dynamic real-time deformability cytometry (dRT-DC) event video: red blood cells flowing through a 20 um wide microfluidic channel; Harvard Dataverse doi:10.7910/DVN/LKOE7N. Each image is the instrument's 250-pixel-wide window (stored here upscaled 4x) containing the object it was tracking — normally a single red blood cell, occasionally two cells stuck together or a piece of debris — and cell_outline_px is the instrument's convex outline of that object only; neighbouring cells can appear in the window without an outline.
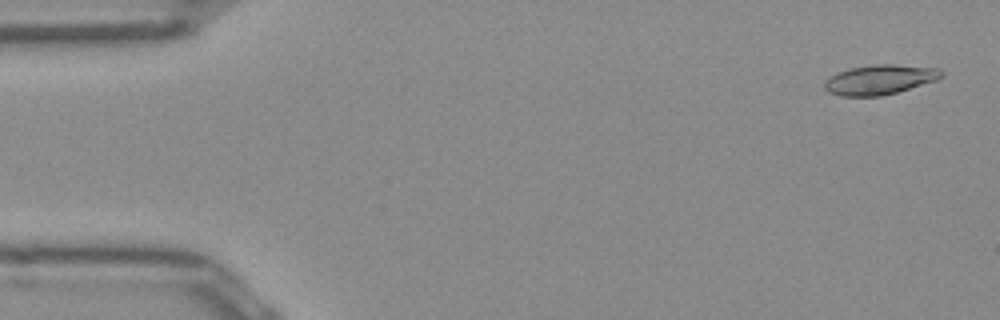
{"species": "Egyptian fruit bat (a non-hibernating species)", "species_latin": "Rousettus aegyptiacus", "temperature_condition": "room temperature", "stored_images_in_passage": 51, "camera_frame_rate_fps": 3000, "um_per_image_px": 0.085, "frame": {"image": 1, "passage_image": 2, "time_ms": 0.333, "image_size_px": [1000, 320], "cell_outline_px": [[944, 76], [936, 80], [896, 92], [880, 96], [840, 96], [828, 92], [824, 88], [824, 84], [836, 72], [852, 68], [876, 64], [892, 64], [940, 68], [944, 72]], "centroid_in_image_um": [74.8, 6.76], "position_along_channel_um": 10.2, "area_um2": 20.11}}
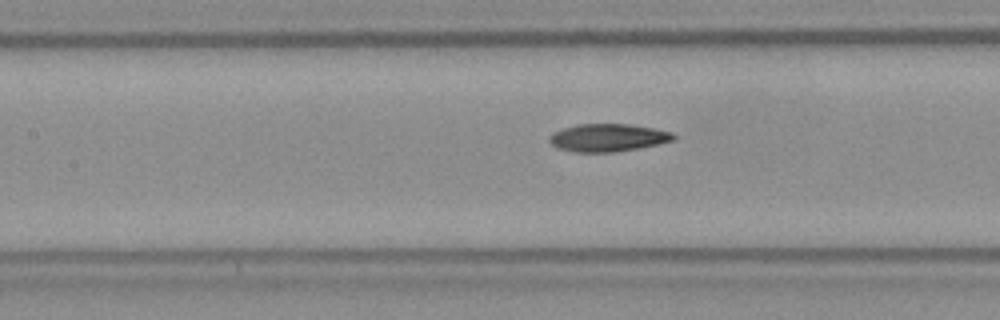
{"frame": {"image": 2, "passage_image": 22, "time_ms": 7.0, "image_size_px": [1000, 320], "cell_outline_px": [[676, 140], [660, 144], [612, 152], [576, 152], [556, 148], [548, 140], [548, 136], [552, 132], [576, 124], [628, 124], [656, 128], [672, 132], [676, 136]], "centroid_in_image_um": [51.68, 11.69], "position_along_channel_um": 155.7, "area_um2": 20.23}}
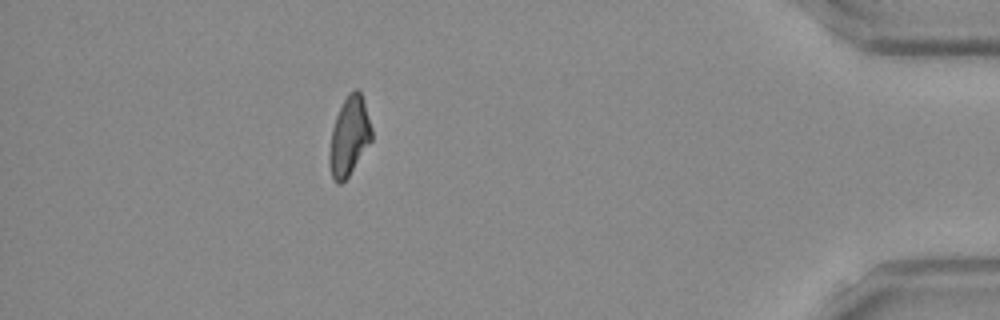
{"frame": {"image": 3, "passage_image": 45, "time_ms": 14.667, "image_size_px": [1000, 320], "cell_outline_px": [[372, 140], [348, 176], [340, 184], [336, 184], [332, 176], [328, 164], [328, 156], [332, 128], [336, 116], [348, 92], [356, 88], [360, 92], [364, 100], [372, 128]], "centroid_in_image_um": [29.67, 11.58], "position_along_channel_um": 405.5, "area_um2": 19.42}, "authors_computed_cell_mechanics": {"area_um2": 19.941, "velocity_mm_per_s": 3.9603, "shape_relaxation_time_tau1_ms": 5.644, "shape_relaxation_time_tau2_ms": 4.6555, "deformation_change_tau1": 0.1682, "deformation_change_tau2": 0.1229}}